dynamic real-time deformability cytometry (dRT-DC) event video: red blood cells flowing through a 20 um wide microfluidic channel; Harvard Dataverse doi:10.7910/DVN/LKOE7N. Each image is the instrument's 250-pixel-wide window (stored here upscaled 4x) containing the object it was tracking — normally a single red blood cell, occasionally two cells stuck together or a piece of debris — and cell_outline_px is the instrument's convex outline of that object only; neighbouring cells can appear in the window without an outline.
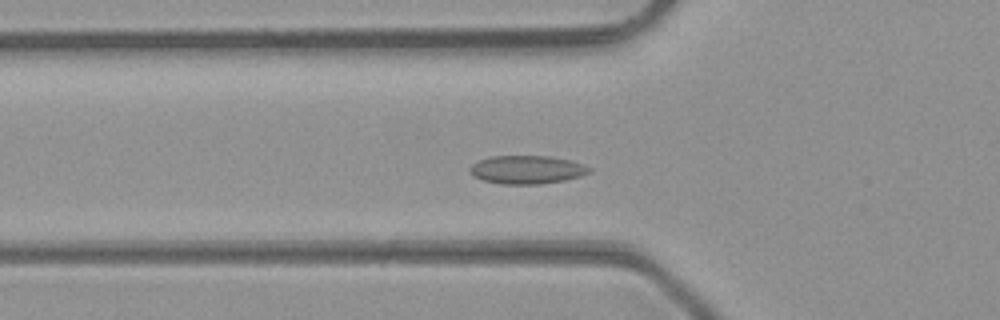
{"species": "common noctule bat (a hibernating species)", "species_latin": "Nyctalus noctula", "temperature_condition": "room temperature", "stored_images_in_passage": 46, "camera_frame_rate_fps": 3000, "um_per_image_px": 0.085, "animal": {"sex": "male", "body_mass_g": 23.1, "forearm_length_mm": 52.7}, "frame": {"image": 1, "passage_image": 15, "time_ms": 4.667, "image_size_px": [1000, 320], "cell_outline_px": [[592, 172], [580, 176], [564, 180], [540, 184], [500, 184], [484, 180], [476, 176], [468, 168], [472, 164], [480, 160], [492, 156], [548, 156], [572, 160], [584, 164], [592, 168]], "centroid_in_image_um": [44.85, 14.42], "position_along_channel_um": 81.0, "area_um2": 19.65}}
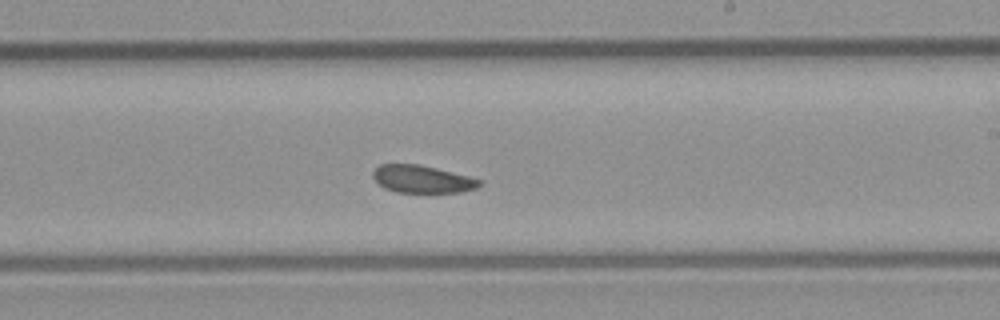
{"frame": {"image": 2, "passage_image": 27, "time_ms": 8.667, "image_size_px": [1000, 320], "cell_outline_px": [[480, 184], [476, 188], [460, 192], [396, 192], [384, 188], [372, 176], [372, 172], [380, 164], [420, 164], [468, 176], [480, 180]], "centroid_in_image_um": [35.85, 15.22], "position_along_channel_um": 253.1, "area_um2": 16.88}}
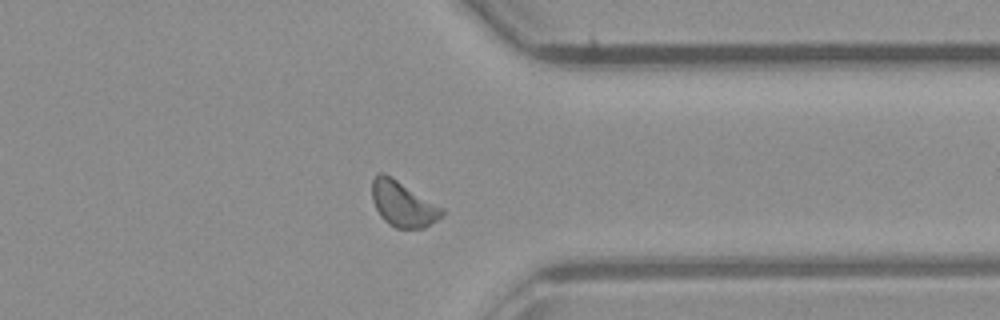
{"frame": {"image": 3, "passage_image": 36, "time_ms": 11.667, "image_size_px": [1000, 320], "cell_outline_px": [[444, 216], [424, 228], [396, 228], [388, 224], [380, 216], [372, 200], [372, 180], [376, 172], [384, 172], [392, 176], [444, 208]], "centroid_in_image_um": [34.25, 17.32], "position_along_channel_um": 377.2, "area_um2": 18.79}, "authors_computed_cell_mechanics": {"area_um2": 18.496, "velocity_mm_per_s": 4.2827, "shape_relaxation_time_tau1_ms": null, "shape_relaxation_time_tau2_ms": 5.9208, "deformation_change_tau1": null, "deformation_change_tau2": 0.0773}}